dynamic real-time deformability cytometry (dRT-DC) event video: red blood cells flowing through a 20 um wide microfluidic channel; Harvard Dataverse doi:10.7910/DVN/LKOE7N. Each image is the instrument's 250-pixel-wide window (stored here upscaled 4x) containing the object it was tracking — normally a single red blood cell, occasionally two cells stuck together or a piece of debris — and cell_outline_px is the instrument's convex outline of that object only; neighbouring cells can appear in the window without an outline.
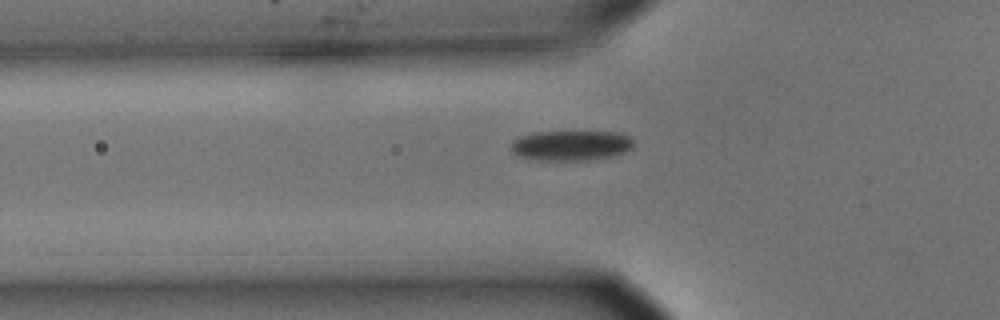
{"species": "common noctule bat (a hibernating species)", "species_latin": "Nyctalus noctula", "temperature_condition": "cold", "stored_images_in_passage": 43, "camera_frame_rate_fps": 3000, "um_per_image_px": 0.085, "animal": {"sex": "male", "body_mass_g": 15.6}, "frame": {"image": 1, "passage_image": 10, "time_ms": 3.0, "image_size_px": [1000, 320], "cell_outline_px": [[632, 148], [624, 152], [612, 156], [588, 160], [536, 160], [520, 156], [512, 152], [512, 140], [520, 136], [536, 132], [616, 132], [628, 136], [632, 140]], "centroid_in_image_um": [48.52, 12.37], "position_along_channel_um": 77.3, "area_um2": 21.33}}
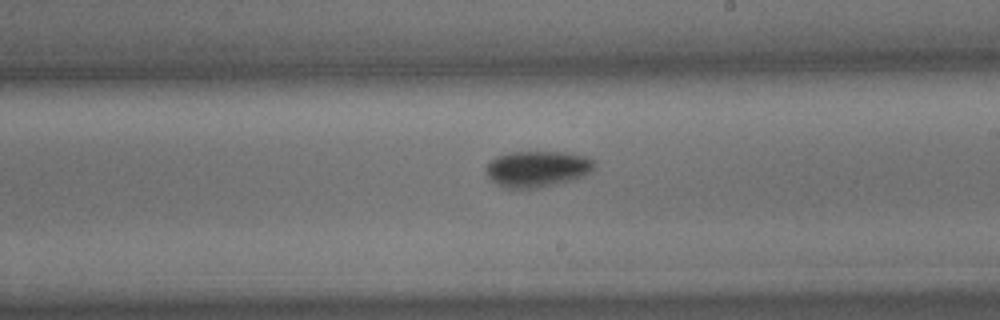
{"frame": {"image": 2, "passage_image": 24, "time_ms": 7.667, "image_size_px": [1000, 320], "cell_outline_px": [[596, 168], [592, 172], [584, 176], [572, 180], [540, 188], [504, 188], [496, 184], [484, 172], [484, 168], [496, 156], [508, 152], [564, 152], [588, 156], [596, 160]], "centroid_in_image_um": [45.71, 14.35], "position_along_channel_um": 243.3, "area_um2": 23.29}}
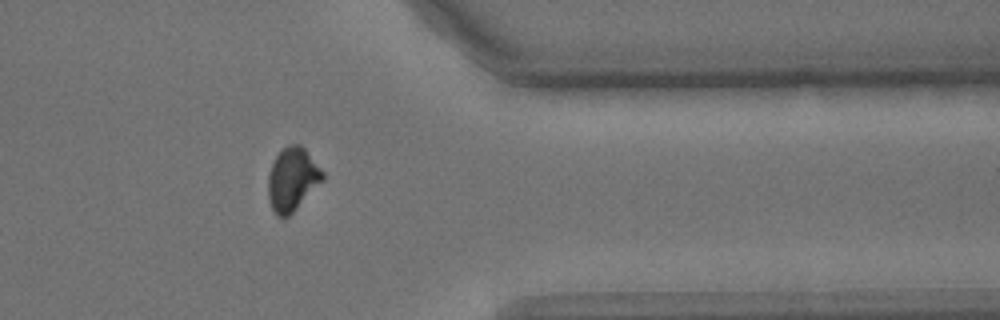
{"frame": {"image": 3, "passage_image": 37, "time_ms": 12.0, "image_size_px": [1000, 320], "cell_outline_px": [[324, 180], [284, 220], [276, 216], [268, 200], [268, 176], [272, 164], [280, 148], [288, 144], [300, 144], [304, 148], [324, 172]], "centroid_in_image_um": [24.83, 15.23], "position_along_channel_um": 386.6, "area_um2": 20.23}}